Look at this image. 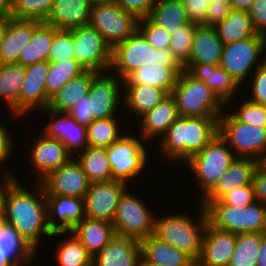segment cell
<instances>
[{
    "label": "cell",
    "instance_id": "2e32d148",
    "mask_svg": "<svg viewBox=\"0 0 266 266\" xmlns=\"http://www.w3.org/2000/svg\"><path fill=\"white\" fill-rule=\"evenodd\" d=\"M106 75L103 72L98 73L90 84L89 107L94 120L116 117L123 100V94L120 93L123 91L120 87L123 82H119L121 79L112 73Z\"/></svg>",
    "mask_w": 266,
    "mask_h": 266
},
{
    "label": "cell",
    "instance_id": "5b68a950",
    "mask_svg": "<svg viewBox=\"0 0 266 266\" xmlns=\"http://www.w3.org/2000/svg\"><path fill=\"white\" fill-rule=\"evenodd\" d=\"M171 96L179 117H216L219 120L226 107L203 81L195 79L186 70L180 73Z\"/></svg>",
    "mask_w": 266,
    "mask_h": 266
},
{
    "label": "cell",
    "instance_id": "277c9868",
    "mask_svg": "<svg viewBox=\"0 0 266 266\" xmlns=\"http://www.w3.org/2000/svg\"><path fill=\"white\" fill-rule=\"evenodd\" d=\"M200 215L193 220L189 213L155 215L154 235L188 255L194 262L199 259L203 235L208 223L205 208L200 205ZM195 221V222H194Z\"/></svg>",
    "mask_w": 266,
    "mask_h": 266
},
{
    "label": "cell",
    "instance_id": "ba28073f",
    "mask_svg": "<svg viewBox=\"0 0 266 266\" xmlns=\"http://www.w3.org/2000/svg\"><path fill=\"white\" fill-rule=\"evenodd\" d=\"M219 135L236 157H249L260 162L266 153V126L240 122L231 112L221 114Z\"/></svg>",
    "mask_w": 266,
    "mask_h": 266
},
{
    "label": "cell",
    "instance_id": "e7e4bbea",
    "mask_svg": "<svg viewBox=\"0 0 266 266\" xmlns=\"http://www.w3.org/2000/svg\"><path fill=\"white\" fill-rule=\"evenodd\" d=\"M6 25H7V17L0 18V46L5 36Z\"/></svg>",
    "mask_w": 266,
    "mask_h": 266
},
{
    "label": "cell",
    "instance_id": "f1b7e54d",
    "mask_svg": "<svg viewBox=\"0 0 266 266\" xmlns=\"http://www.w3.org/2000/svg\"><path fill=\"white\" fill-rule=\"evenodd\" d=\"M142 128L140 137L144 141H149L156 136H162L169 127L179 118L177 106L174 98L170 95L166 96L154 109L146 112L140 117ZM149 139V140H148Z\"/></svg>",
    "mask_w": 266,
    "mask_h": 266
},
{
    "label": "cell",
    "instance_id": "d6a6232c",
    "mask_svg": "<svg viewBox=\"0 0 266 266\" xmlns=\"http://www.w3.org/2000/svg\"><path fill=\"white\" fill-rule=\"evenodd\" d=\"M36 254L12 226L0 225V255L14 266H30Z\"/></svg>",
    "mask_w": 266,
    "mask_h": 266
},
{
    "label": "cell",
    "instance_id": "8992f818",
    "mask_svg": "<svg viewBox=\"0 0 266 266\" xmlns=\"http://www.w3.org/2000/svg\"><path fill=\"white\" fill-rule=\"evenodd\" d=\"M208 216V222L217 229L240 234L266 232V203L255 201L248 206L226 204H200Z\"/></svg>",
    "mask_w": 266,
    "mask_h": 266
},
{
    "label": "cell",
    "instance_id": "f6af8a7d",
    "mask_svg": "<svg viewBox=\"0 0 266 266\" xmlns=\"http://www.w3.org/2000/svg\"><path fill=\"white\" fill-rule=\"evenodd\" d=\"M198 25V23L190 21L182 27H178L174 33L170 34L169 49L182 65L190 56L192 41Z\"/></svg>",
    "mask_w": 266,
    "mask_h": 266
},
{
    "label": "cell",
    "instance_id": "7a4b0ae2",
    "mask_svg": "<svg viewBox=\"0 0 266 266\" xmlns=\"http://www.w3.org/2000/svg\"><path fill=\"white\" fill-rule=\"evenodd\" d=\"M218 133L216 117H179L160 138V152L171 161L184 163Z\"/></svg>",
    "mask_w": 266,
    "mask_h": 266
},
{
    "label": "cell",
    "instance_id": "6da1fadb",
    "mask_svg": "<svg viewBox=\"0 0 266 266\" xmlns=\"http://www.w3.org/2000/svg\"><path fill=\"white\" fill-rule=\"evenodd\" d=\"M36 184L38 187L32 192L19 183L15 175L5 174V223L12 226L35 252L43 234L47 237L66 234L52 232L48 227L45 190L40 182Z\"/></svg>",
    "mask_w": 266,
    "mask_h": 266
},
{
    "label": "cell",
    "instance_id": "8fae6325",
    "mask_svg": "<svg viewBox=\"0 0 266 266\" xmlns=\"http://www.w3.org/2000/svg\"><path fill=\"white\" fill-rule=\"evenodd\" d=\"M123 134L106 148V152L112 170V180L127 184L130 179L142 174L148 163V151L142 137L137 139L132 134Z\"/></svg>",
    "mask_w": 266,
    "mask_h": 266
},
{
    "label": "cell",
    "instance_id": "ab89813d",
    "mask_svg": "<svg viewBox=\"0 0 266 266\" xmlns=\"http://www.w3.org/2000/svg\"><path fill=\"white\" fill-rule=\"evenodd\" d=\"M262 233L245 232L236 234L234 253L228 266H257Z\"/></svg>",
    "mask_w": 266,
    "mask_h": 266
},
{
    "label": "cell",
    "instance_id": "4dcf8cb0",
    "mask_svg": "<svg viewBox=\"0 0 266 266\" xmlns=\"http://www.w3.org/2000/svg\"><path fill=\"white\" fill-rule=\"evenodd\" d=\"M142 255L162 266H195V262L177 247L156 237L154 234L140 241Z\"/></svg>",
    "mask_w": 266,
    "mask_h": 266
},
{
    "label": "cell",
    "instance_id": "ee69618b",
    "mask_svg": "<svg viewBox=\"0 0 266 266\" xmlns=\"http://www.w3.org/2000/svg\"><path fill=\"white\" fill-rule=\"evenodd\" d=\"M54 0H9L10 17L44 22L51 12Z\"/></svg>",
    "mask_w": 266,
    "mask_h": 266
},
{
    "label": "cell",
    "instance_id": "c3c4849f",
    "mask_svg": "<svg viewBox=\"0 0 266 266\" xmlns=\"http://www.w3.org/2000/svg\"><path fill=\"white\" fill-rule=\"evenodd\" d=\"M137 29L157 50L170 47V33L153 24L148 18L138 20Z\"/></svg>",
    "mask_w": 266,
    "mask_h": 266
},
{
    "label": "cell",
    "instance_id": "f5cc1de1",
    "mask_svg": "<svg viewBox=\"0 0 266 266\" xmlns=\"http://www.w3.org/2000/svg\"><path fill=\"white\" fill-rule=\"evenodd\" d=\"M186 14L191 22L201 24L207 15L210 1L207 0H182Z\"/></svg>",
    "mask_w": 266,
    "mask_h": 266
},
{
    "label": "cell",
    "instance_id": "be15d7a7",
    "mask_svg": "<svg viewBox=\"0 0 266 266\" xmlns=\"http://www.w3.org/2000/svg\"><path fill=\"white\" fill-rule=\"evenodd\" d=\"M10 17L9 0H0V18Z\"/></svg>",
    "mask_w": 266,
    "mask_h": 266
},
{
    "label": "cell",
    "instance_id": "9c48e42d",
    "mask_svg": "<svg viewBox=\"0 0 266 266\" xmlns=\"http://www.w3.org/2000/svg\"><path fill=\"white\" fill-rule=\"evenodd\" d=\"M265 48L266 35L263 34L224 44L220 66L243 86L244 81H248L246 78H249V74L266 60V55L261 59L266 52Z\"/></svg>",
    "mask_w": 266,
    "mask_h": 266
},
{
    "label": "cell",
    "instance_id": "1f68e13d",
    "mask_svg": "<svg viewBox=\"0 0 266 266\" xmlns=\"http://www.w3.org/2000/svg\"><path fill=\"white\" fill-rule=\"evenodd\" d=\"M97 74L95 71L86 70L81 75L72 78L51 96L47 108L55 111H68L84 95H88L90 84Z\"/></svg>",
    "mask_w": 266,
    "mask_h": 266
},
{
    "label": "cell",
    "instance_id": "ffe728a7",
    "mask_svg": "<svg viewBox=\"0 0 266 266\" xmlns=\"http://www.w3.org/2000/svg\"><path fill=\"white\" fill-rule=\"evenodd\" d=\"M235 244L236 234L217 229L208 222L195 266H228Z\"/></svg>",
    "mask_w": 266,
    "mask_h": 266
},
{
    "label": "cell",
    "instance_id": "f546056e",
    "mask_svg": "<svg viewBox=\"0 0 266 266\" xmlns=\"http://www.w3.org/2000/svg\"><path fill=\"white\" fill-rule=\"evenodd\" d=\"M180 72L174 66L145 65L132 71L122 82L124 85H148L171 94L177 84Z\"/></svg>",
    "mask_w": 266,
    "mask_h": 266
},
{
    "label": "cell",
    "instance_id": "003e7915",
    "mask_svg": "<svg viewBox=\"0 0 266 266\" xmlns=\"http://www.w3.org/2000/svg\"><path fill=\"white\" fill-rule=\"evenodd\" d=\"M0 266H14L5 256L0 255Z\"/></svg>",
    "mask_w": 266,
    "mask_h": 266
},
{
    "label": "cell",
    "instance_id": "52a82bcc",
    "mask_svg": "<svg viewBox=\"0 0 266 266\" xmlns=\"http://www.w3.org/2000/svg\"><path fill=\"white\" fill-rule=\"evenodd\" d=\"M235 158L232 149L218 133L200 152L185 162L200 183L203 190L201 198L214 188Z\"/></svg>",
    "mask_w": 266,
    "mask_h": 266
},
{
    "label": "cell",
    "instance_id": "db71d44e",
    "mask_svg": "<svg viewBox=\"0 0 266 266\" xmlns=\"http://www.w3.org/2000/svg\"><path fill=\"white\" fill-rule=\"evenodd\" d=\"M231 10L230 3H210L205 20L201 24L214 27L222 22Z\"/></svg>",
    "mask_w": 266,
    "mask_h": 266
},
{
    "label": "cell",
    "instance_id": "3957f363",
    "mask_svg": "<svg viewBox=\"0 0 266 266\" xmlns=\"http://www.w3.org/2000/svg\"><path fill=\"white\" fill-rule=\"evenodd\" d=\"M151 64L174 66L180 73L184 70L169 48L157 50L138 29L112 49L110 72L115 71L121 81L132 71Z\"/></svg>",
    "mask_w": 266,
    "mask_h": 266
},
{
    "label": "cell",
    "instance_id": "74e56055",
    "mask_svg": "<svg viewBox=\"0 0 266 266\" xmlns=\"http://www.w3.org/2000/svg\"><path fill=\"white\" fill-rule=\"evenodd\" d=\"M54 27L42 22L32 35L30 42L25 45L19 55L18 64L23 67L47 61L53 42Z\"/></svg>",
    "mask_w": 266,
    "mask_h": 266
},
{
    "label": "cell",
    "instance_id": "7dc6e473",
    "mask_svg": "<svg viewBox=\"0 0 266 266\" xmlns=\"http://www.w3.org/2000/svg\"><path fill=\"white\" fill-rule=\"evenodd\" d=\"M231 114L240 122L254 126H266V106L245 100L239 104L238 109ZM238 110V111H237Z\"/></svg>",
    "mask_w": 266,
    "mask_h": 266
},
{
    "label": "cell",
    "instance_id": "6125c7cd",
    "mask_svg": "<svg viewBox=\"0 0 266 266\" xmlns=\"http://www.w3.org/2000/svg\"><path fill=\"white\" fill-rule=\"evenodd\" d=\"M257 266H266V232L262 233L261 245L257 258Z\"/></svg>",
    "mask_w": 266,
    "mask_h": 266
},
{
    "label": "cell",
    "instance_id": "11a10c76",
    "mask_svg": "<svg viewBox=\"0 0 266 266\" xmlns=\"http://www.w3.org/2000/svg\"><path fill=\"white\" fill-rule=\"evenodd\" d=\"M248 14L256 31L259 34L266 35V0H256Z\"/></svg>",
    "mask_w": 266,
    "mask_h": 266
},
{
    "label": "cell",
    "instance_id": "2644e50d",
    "mask_svg": "<svg viewBox=\"0 0 266 266\" xmlns=\"http://www.w3.org/2000/svg\"><path fill=\"white\" fill-rule=\"evenodd\" d=\"M260 163L266 167V153L264 155V157L262 158V160L260 161Z\"/></svg>",
    "mask_w": 266,
    "mask_h": 266
},
{
    "label": "cell",
    "instance_id": "4fadbf2b",
    "mask_svg": "<svg viewBox=\"0 0 266 266\" xmlns=\"http://www.w3.org/2000/svg\"><path fill=\"white\" fill-rule=\"evenodd\" d=\"M138 20L123 11L114 1L91 8L90 25L94 27L113 49L137 30Z\"/></svg>",
    "mask_w": 266,
    "mask_h": 266
},
{
    "label": "cell",
    "instance_id": "e575fe53",
    "mask_svg": "<svg viewBox=\"0 0 266 266\" xmlns=\"http://www.w3.org/2000/svg\"><path fill=\"white\" fill-rule=\"evenodd\" d=\"M25 79V67L17 63L0 64V98L13 117H19V94Z\"/></svg>",
    "mask_w": 266,
    "mask_h": 266
},
{
    "label": "cell",
    "instance_id": "8d00e7d4",
    "mask_svg": "<svg viewBox=\"0 0 266 266\" xmlns=\"http://www.w3.org/2000/svg\"><path fill=\"white\" fill-rule=\"evenodd\" d=\"M214 28L223 44L259 35L248 12L231 10L226 18Z\"/></svg>",
    "mask_w": 266,
    "mask_h": 266
},
{
    "label": "cell",
    "instance_id": "7bdbcfd3",
    "mask_svg": "<svg viewBox=\"0 0 266 266\" xmlns=\"http://www.w3.org/2000/svg\"><path fill=\"white\" fill-rule=\"evenodd\" d=\"M58 246L55 252L58 266H93V257L85 246L71 233Z\"/></svg>",
    "mask_w": 266,
    "mask_h": 266
},
{
    "label": "cell",
    "instance_id": "91938a15",
    "mask_svg": "<svg viewBox=\"0 0 266 266\" xmlns=\"http://www.w3.org/2000/svg\"><path fill=\"white\" fill-rule=\"evenodd\" d=\"M6 166L4 165V170H1L2 173H0L1 178L3 177L2 185H0V225L5 223V217H4V207H5V174H12L10 170L5 168Z\"/></svg>",
    "mask_w": 266,
    "mask_h": 266
},
{
    "label": "cell",
    "instance_id": "f35d334b",
    "mask_svg": "<svg viewBox=\"0 0 266 266\" xmlns=\"http://www.w3.org/2000/svg\"><path fill=\"white\" fill-rule=\"evenodd\" d=\"M77 161L82 167L90 183L112 180L106 148L87 147L77 154Z\"/></svg>",
    "mask_w": 266,
    "mask_h": 266
},
{
    "label": "cell",
    "instance_id": "681fc988",
    "mask_svg": "<svg viewBox=\"0 0 266 266\" xmlns=\"http://www.w3.org/2000/svg\"><path fill=\"white\" fill-rule=\"evenodd\" d=\"M256 201L253 184L239 187L225 194L219 201H201V204L248 206Z\"/></svg>",
    "mask_w": 266,
    "mask_h": 266
},
{
    "label": "cell",
    "instance_id": "680465c9",
    "mask_svg": "<svg viewBox=\"0 0 266 266\" xmlns=\"http://www.w3.org/2000/svg\"><path fill=\"white\" fill-rule=\"evenodd\" d=\"M8 128L0 123V166L6 163L11 157L13 150V137Z\"/></svg>",
    "mask_w": 266,
    "mask_h": 266
},
{
    "label": "cell",
    "instance_id": "d6986e66",
    "mask_svg": "<svg viewBox=\"0 0 266 266\" xmlns=\"http://www.w3.org/2000/svg\"><path fill=\"white\" fill-rule=\"evenodd\" d=\"M45 198L47 224L52 232H69L86 217L84 198L62 195H45Z\"/></svg>",
    "mask_w": 266,
    "mask_h": 266
},
{
    "label": "cell",
    "instance_id": "e0dca14e",
    "mask_svg": "<svg viewBox=\"0 0 266 266\" xmlns=\"http://www.w3.org/2000/svg\"><path fill=\"white\" fill-rule=\"evenodd\" d=\"M75 157L59 169L51 171L40 181L45 190V195L85 197L90 182Z\"/></svg>",
    "mask_w": 266,
    "mask_h": 266
},
{
    "label": "cell",
    "instance_id": "cb8c5ba5",
    "mask_svg": "<svg viewBox=\"0 0 266 266\" xmlns=\"http://www.w3.org/2000/svg\"><path fill=\"white\" fill-rule=\"evenodd\" d=\"M141 255L140 241L115 234L93 257V266H139Z\"/></svg>",
    "mask_w": 266,
    "mask_h": 266
},
{
    "label": "cell",
    "instance_id": "816d5d0a",
    "mask_svg": "<svg viewBox=\"0 0 266 266\" xmlns=\"http://www.w3.org/2000/svg\"><path fill=\"white\" fill-rule=\"evenodd\" d=\"M123 11L133 15L137 20L148 18L155 0H113Z\"/></svg>",
    "mask_w": 266,
    "mask_h": 266
},
{
    "label": "cell",
    "instance_id": "d4e9b609",
    "mask_svg": "<svg viewBox=\"0 0 266 266\" xmlns=\"http://www.w3.org/2000/svg\"><path fill=\"white\" fill-rule=\"evenodd\" d=\"M41 23L38 20L7 17L5 36L0 46V64H18L22 48L30 42L34 30Z\"/></svg>",
    "mask_w": 266,
    "mask_h": 266
},
{
    "label": "cell",
    "instance_id": "7c38bea8",
    "mask_svg": "<svg viewBox=\"0 0 266 266\" xmlns=\"http://www.w3.org/2000/svg\"><path fill=\"white\" fill-rule=\"evenodd\" d=\"M71 32L78 63L85 70L107 73L111 66L112 48L104 37L90 24L73 28Z\"/></svg>",
    "mask_w": 266,
    "mask_h": 266
},
{
    "label": "cell",
    "instance_id": "83f0119b",
    "mask_svg": "<svg viewBox=\"0 0 266 266\" xmlns=\"http://www.w3.org/2000/svg\"><path fill=\"white\" fill-rule=\"evenodd\" d=\"M69 232L85 246L92 257H95L116 234L112 222L88 217L76 224Z\"/></svg>",
    "mask_w": 266,
    "mask_h": 266
},
{
    "label": "cell",
    "instance_id": "836d02e7",
    "mask_svg": "<svg viewBox=\"0 0 266 266\" xmlns=\"http://www.w3.org/2000/svg\"><path fill=\"white\" fill-rule=\"evenodd\" d=\"M127 86V87H126ZM123 91V106L141 117L146 112L154 109L168 94L157 87L148 85H125Z\"/></svg>",
    "mask_w": 266,
    "mask_h": 266
},
{
    "label": "cell",
    "instance_id": "d590c367",
    "mask_svg": "<svg viewBox=\"0 0 266 266\" xmlns=\"http://www.w3.org/2000/svg\"><path fill=\"white\" fill-rule=\"evenodd\" d=\"M148 19L170 34L190 22L182 0L155 1Z\"/></svg>",
    "mask_w": 266,
    "mask_h": 266
},
{
    "label": "cell",
    "instance_id": "30bf717a",
    "mask_svg": "<svg viewBox=\"0 0 266 266\" xmlns=\"http://www.w3.org/2000/svg\"><path fill=\"white\" fill-rule=\"evenodd\" d=\"M127 189L118 202L112 224L115 233L120 236L141 241L154 233L155 214L146 203Z\"/></svg>",
    "mask_w": 266,
    "mask_h": 266
},
{
    "label": "cell",
    "instance_id": "484cf974",
    "mask_svg": "<svg viewBox=\"0 0 266 266\" xmlns=\"http://www.w3.org/2000/svg\"><path fill=\"white\" fill-rule=\"evenodd\" d=\"M91 8L87 0H54L44 23L61 30L88 25L91 22Z\"/></svg>",
    "mask_w": 266,
    "mask_h": 266
},
{
    "label": "cell",
    "instance_id": "6f0895ef",
    "mask_svg": "<svg viewBox=\"0 0 266 266\" xmlns=\"http://www.w3.org/2000/svg\"><path fill=\"white\" fill-rule=\"evenodd\" d=\"M252 184L256 200L266 203V167L261 163H259L255 170Z\"/></svg>",
    "mask_w": 266,
    "mask_h": 266
},
{
    "label": "cell",
    "instance_id": "9a60e30c",
    "mask_svg": "<svg viewBox=\"0 0 266 266\" xmlns=\"http://www.w3.org/2000/svg\"><path fill=\"white\" fill-rule=\"evenodd\" d=\"M40 113L49 115L43 134L52 139L61 141L67 151L74 157V153L83 152L88 146L87 127L78 123L68 111L44 109ZM59 116V118H57ZM78 150H80L78 152Z\"/></svg>",
    "mask_w": 266,
    "mask_h": 266
},
{
    "label": "cell",
    "instance_id": "94428289",
    "mask_svg": "<svg viewBox=\"0 0 266 266\" xmlns=\"http://www.w3.org/2000/svg\"><path fill=\"white\" fill-rule=\"evenodd\" d=\"M256 0H229L232 10L248 12Z\"/></svg>",
    "mask_w": 266,
    "mask_h": 266
},
{
    "label": "cell",
    "instance_id": "603a6c76",
    "mask_svg": "<svg viewBox=\"0 0 266 266\" xmlns=\"http://www.w3.org/2000/svg\"><path fill=\"white\" fill-rule=\"evenodd\" d=\"M259 161L249 157H236L214 188L201 201H219L225 194L250 185Z\"/></svg>",
    "mask_w": 266,
    "mask_h": 266
},
{
    "label": "cell",
    "instance_id": "f907efd6",
    "mask_svg": "<svg viewBox=\"0 0 266 266\" xmlns=\"http://www.w3.org/2000/svg\"><path fill=\"white\" fill-rule=\"evenodd\" d=\"M251 74L252 93L248 100L266 106V60Z\"/></svg>",
    "mask_w": 266,
    "mask_h": 266
},
{
    "label": "cell",
    "instance_id": "9f6ffc18",
    "mask_svg": "<svg viewBox=\"0 0 266 266\" xmlns=\"http://www.w3.org/2000/svg\"><path fill=\"white\" fill-rule=\"evenodd\" d=\"M72 117L80 124L88 126L94 121L93 115L89 107V97L84 95L72 108L68 110Z\"/></svg>",
    "mask_w": 266,
    "mask_h": 266
},
{
    "label": "cell",
    "instance_id": "bcb514c9",
    "mask_svg": "<svg viewBox=\"0 0 266 266\" xmlns=\"http://www.w3.org/2000/svg\"><path fill=\"white\" fill-rule=\"evenodd\" d=\"M74 42L71 30L54 28L53 42L49 50L47 61L54 63L75 58Z\"/></svg>",
    "mask_w": 266,
    "mask_h": 266
},
{
    "label": "cell",
    "instance_id": "ac0fdd59",
    "mask_svg": "<svg viewBox=\"0 0 266 266\" xmlns=\"http://www.w3.org/2000/svg\"><path fill=\"white\" fill-rule=\"evenodd\" d=\"M48 71V61L34 63L25 67V79L19 94L20 118H23L34 109L44 110L48 107L51 98L46 92Z\"/></svg>",
    "mask_w": 266,
    "mask_h": 266
},
{
    "label": "cell",
    "instance_id": "89a4df30",
    "mask_svg": "<svg viewBox=\"0 0 266 266\" xmlns=\"http://www.w3.org/2000/svg\"><path fill=\"white\" fill-rule=\"evenodd\" d=\"M210 3H230L229 0H207Z\"/></svg>",
    "mask_w": 266,
    "mask_h": 266
},
{
    "label": "cell",
    "instance_id": "03108f58",
    "mask_svg": "<svg viewBox=\"0 0 266 266\" xmlns=\"http://www.w3.org/2000/svg\"><path fill=\"white\" fill-rule=\"evenodd\" d=\"M139 266H162V265L148 261L143 255H141Z\"/></svg>",
    "mask_w": 266,
    "mask_h": 266
},
{
    "label": "cell",
    "instance_id": "5bb4252c",
    "mask_svg": "<svg viewBox=\"0 0 266 266\" xmlns=\"http://www.w3.org/2000/svg\"><path fill=\"white\" fill-rule=\"evenodd\" d=\"M128 185L117 180L90 183L84 197L86 217L112 222L120 197Z\"/></svg>",
    "mask_w": 266,
    "mask_h": 266
},
{
    "label": "cell",
    "instance_id": "b9f144b4",
    "mask_svg": "<svg viewBox=\"0 0 266 266\" xmlns=\"http://www.w3.org/2000/svg\"><path fill=\"white\" fill-rule=\"evenodd\" d=\"M86 70L75 58L49 63V71L46 77V92L51 97L60 90L72 78H75Z\"/></svg>",
    "mask_w": 266,
    "mask_h": 266
},
{
    "label": "cell",
    "instance_id": "a7ac6f4b",
    "mask_svg": "<svg viewBox=\"0 0 266 266\" xmlns=\"http://www.w3.org/2000/svg\"><path fill=\"white\" fill-rule=\"evenodd\" d=\"M111 1H113V0H87V2L91 6L98 5V4L108 3V2H111Z\"/></svg>",
    "mask_w": 266,
    "mask_h": 266
},
{
    "label": "cell",
    "instance_id": "4316f807",
    "mask_svg": "<svg viewBox=\"0 0 266 266\" xmlns=\"http://www.w3.org/2000/svg\"><path fill=\"white\" fill-rule=\"evenodd\" d=\"M223 46L214 27L199 24L195 30L190 56L184 64L220 66Z\"/></svg>",
    "mask_w": 266,
    "mask_h": 266
},
{
    "label": "cell",
    "instance_id": "60d3db41",
    "mask_svg": "<svg viewBox=\"0 0 266 266\" xmlns=\"http://www.w3.org/2000/svg\"><path fill=\"white\" fill-rule=\"evenodd\" d=\"M116 117L96 119L87 126V141L89 147L107 148L113 142L117 141L121 134Z\"/></svg>",
    "mask_w": 266,
    "mask_h": 266
},
{
    "label": "cell",
    "instance_id": "7402d4cb",
    "mask_svg": "<svg viewBox=\"0 0 266 266\" xmlns=\"http://www.w3.org/2000/svg\"><path fill=\"white\" fill-rule=\"evenodd\" d=\"M35 139L36 141L30 149V160L37 173L39 172L37 181L40 182L51 171L59 169L73 156L61 141L48 138L44 134Z\"/></svg>",
    "mask_w": 266,
    "mask_h": 266
},
{
    "label": "cell",
    "instance_id": "44dd1931",
    "mask_svg": "<svg viewBox=\"0 0 266 266\" xmlns=\"http://www.w3.org/2000/svg\"><path fill=\"white\" fill-rule=\"evenodd\" d=\"M191 76L203 81L227 107L235 95L238 94L240 86L234 78L221 66L212 64H183ZM229 102V103H228Z\"/></svg>",
    "mask_w": 266,
    "mask_h": 266
}]
</instances>
